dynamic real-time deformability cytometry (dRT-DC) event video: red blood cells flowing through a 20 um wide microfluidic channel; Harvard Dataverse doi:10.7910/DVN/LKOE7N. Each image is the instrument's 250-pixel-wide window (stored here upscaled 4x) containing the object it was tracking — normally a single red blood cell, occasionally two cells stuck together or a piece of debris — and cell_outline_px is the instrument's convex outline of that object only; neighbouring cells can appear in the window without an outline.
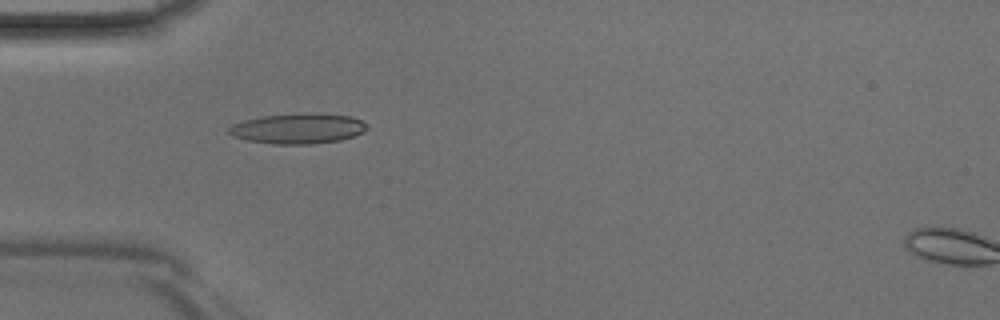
{"species": "Egyptian fruit bat (a non-hibernating species)", "species_latin": "Rousettus aegyptiacus", "temperature_condition": "room temperature", "stored_images_in_passage": 45, "camera_frame_rate_fps": 3000, "um_per_image_px": 0.085, "animal": {"sex": "male"}, "frame": {"image": 1, "passage_image": 14, "time_ms": 4.333, "image_size_px": [1000, 320], "cell_outline_px": [[368, 128], [364, 132], [340, 140], [308, 144], [272, 144], [248, 140], [232, 136], [228, 132], [228, 128], [232, 124], [244, 120], [264, 116], [304, 112], [352, 116], [368, 124]], "centroid_in_image_um": [25.33, 10.91], "position_along_channel_um": 59.7, "area_um2": 24.45}}
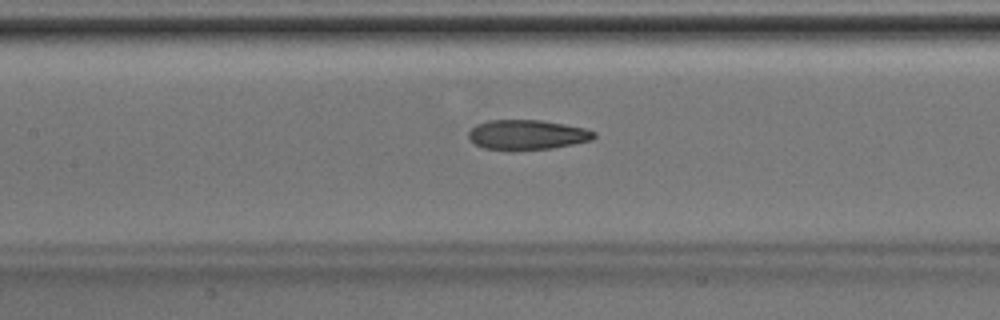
{"frame": {"image": 2, "passage_image": 21, "time_ms": 6.667, "image_size_px": [1000, 320], "cell_outline_px": [[596, 136], [592, 140], [552, 148], [512, 152], [484, 148], [476, 144], [468, 136], [468, 132], [476, 124], [488, 120], [540, 120], [564, 124], [584, 128], [596, 132]], "centroid_in_image_um": [44.79, 11.47], "position_along_channel_um": 162.6, "area_um2": 22.14}}
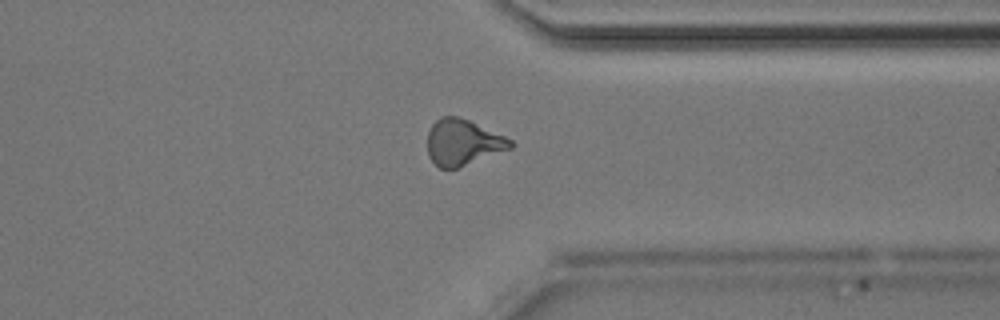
{"frame": {"image": 3, "passage_image": 35, "time_ms": 11.333, "image_size_px": [1000, 320], "cell_outline_px": [[516, 144], [512, 148], [456, 168], [440, 168], [428, 156], [428, 132], [432, 124], [440, 116], [456, 116], [468, 120], [504, 136], [512, 140]], "centroid_in_image_um": [39.34, 12.09], "position_along_channel_um": 372.1, "area_um2": 21.96}}